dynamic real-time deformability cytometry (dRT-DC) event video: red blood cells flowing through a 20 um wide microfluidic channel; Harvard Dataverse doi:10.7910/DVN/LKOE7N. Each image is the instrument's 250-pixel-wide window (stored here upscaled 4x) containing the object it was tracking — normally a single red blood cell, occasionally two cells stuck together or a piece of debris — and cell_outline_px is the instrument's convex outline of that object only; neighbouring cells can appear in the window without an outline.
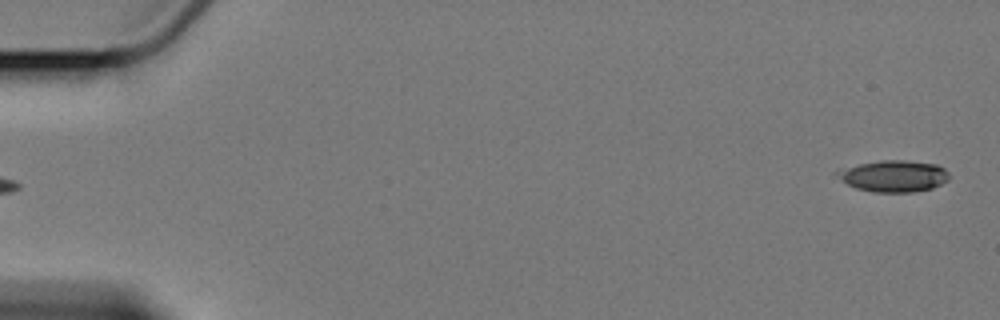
{"species": "Egyptian fruit bat (a non-hibernating species)", "species_latin": "Rousettus aegyptiacus", "temperature_condition": "cold", "stored_images_in_passage": 5, "segment_of_instrument_passage": [2, 2], "camera_frame_rate_fps": 3000, "um_per_image_px": 0.085, "animal": {"sex": "female"}, "frame": {"image": 1, "passage_image": 5, "time_ms": 5.667, "image_size_px": [1000, 320], "cell_outline_px": [[948, 180], [932, 188], [912, 192], [872, 192], [856, 188], [832, 176], [832, 172], [860, 164], [880, 160], [904, 160], [936, 164], [944, 168], [948, 172]], "centroid_in_image_um": [75.92, 14.96], "position_along_channel_um": 9.1, "area_um2": 20.63}}